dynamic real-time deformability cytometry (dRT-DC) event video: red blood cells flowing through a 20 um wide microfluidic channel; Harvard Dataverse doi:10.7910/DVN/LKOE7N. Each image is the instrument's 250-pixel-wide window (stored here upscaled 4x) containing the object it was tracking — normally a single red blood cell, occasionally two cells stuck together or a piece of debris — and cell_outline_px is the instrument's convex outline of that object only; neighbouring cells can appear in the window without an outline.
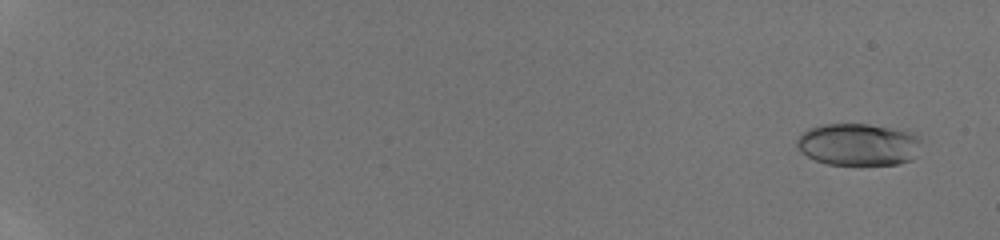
{"species": "human", "species_latin": "Homo sapiens", "temperature_condition": "room temperature", "stored_images_in_passage": 20, "camera_frame_rate_fps": 3000, "um_per_image_px": 0.085, "donor": {"sex": "male"}, "frame": {"image": 1, "passage_image": 2, "time_ms": 0.667, "image_size_px": [1000, 240], "cell_outline_px": [[920, 140], [912, 160], [900, 164], [828, 164], [816, 160], [800, 152], [796, 144], [796, 140], [800, 132], [808, 128], [824, 124], [868, 124], [900, 128], [912, 132], [920, 136]], "centroid_in_image_um": [72.94, 12.25], "position_along_channel_um": 12.1, "area_um2": 30.81}}
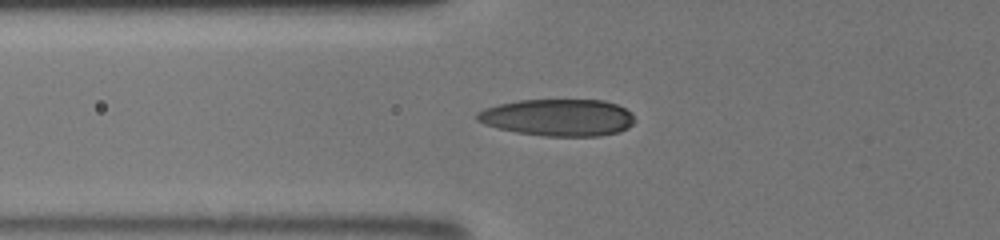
{"frame": {"image": 2, "passage_image": 12, "time_ms": 7.667, "image_size_px": [1000, 240], "cell_outline_px": [[636, 120], [628, 128], [620, 132], [600, 136], [544, 136], [516, 132], [484, 124], [476, 120], [476, 112], [484, 108], [496, 104], [520, 100], [604, 100], [616, 104], [632, 112]], "centroid_in_image_um": [47.45, 9.99], "position_along_channel_um": 78.4, "area_um2": 34.22}}
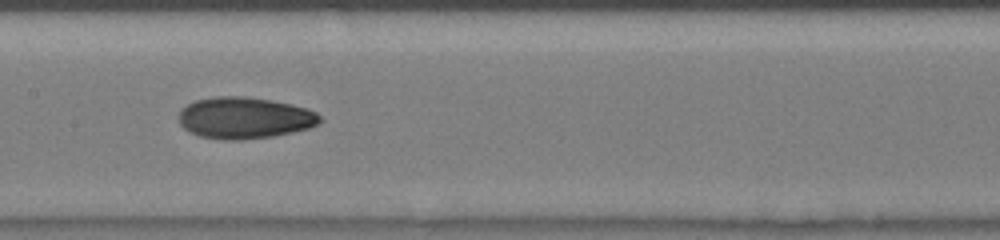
{"frame": {"image": 3, "passage_image": 16, "time_ms": 10.333, "image_size_px": [1000, 240], "cell_outline_px": [[320, 120], [316, 124], [308, 128], [292, 132], [272, 136], [240, 140], [224, 140], [200, 136], [184, 128], [180, 124], [180, 108], [196, 100], [216, 96], [244, 96], [272, 100], [292, 104], [308, 108], [316, 112], [320, 116]], "centroid_in_image_um": [20.78, 10.01], "position_along_channel_um": 186.6, "area_um2": 34.04}}